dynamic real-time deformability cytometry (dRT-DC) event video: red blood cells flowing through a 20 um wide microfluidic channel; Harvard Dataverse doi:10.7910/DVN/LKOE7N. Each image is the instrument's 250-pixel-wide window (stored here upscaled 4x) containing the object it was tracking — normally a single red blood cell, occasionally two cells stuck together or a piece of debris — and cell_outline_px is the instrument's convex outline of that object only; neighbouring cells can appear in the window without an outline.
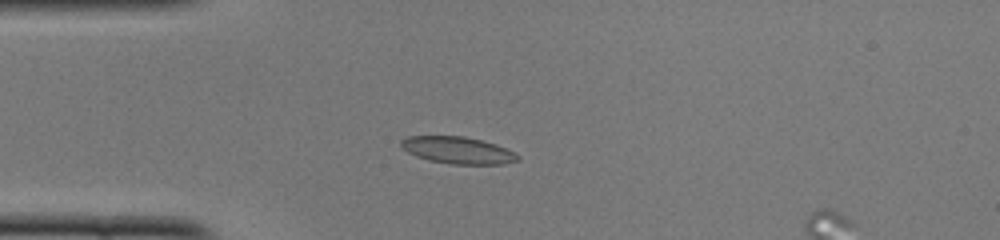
{"species": "common noctule bat (a hibernating species)", "species_latin": "Nyctalus noctula", "temperature_condition": "cold", "stored_images_in_passage": 39, "segment_of_instrument_passage": [1, 2], "camera_frame_rate_fps": 3000, "um_per_image_px": 0.085, "animal": {"sex": "female", "body_mass_g": 22.0, "forearm_length_mm": 56.7}, "frame": {"image": 1, "passage_image": 1, "time_ms": 0.0, "image_size_px": [1000, 240], "cell_outline_px": [[520, 160], [504, 164], [452, 164], [428, 160], [416, 156], [408, 152], [400, 144], [400, 140], [408, 136], [464, 136], [496, 144], [520, 156]], "centroid_in_image_um": [38.91, 12.77], "position_along_channel_um": 46.1, "area_um2": 18.21}}
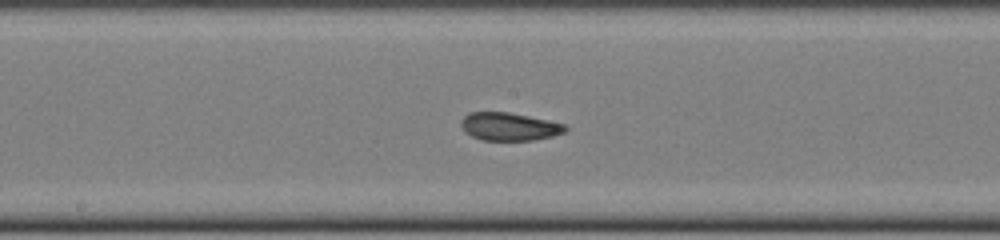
{"frame": {"image": 2, "passage_image": 14, "time_ms": 4.333, "image_size_px": [1000, 240], "cell_outline_px": [[568, 128], [564, 132], [552, 136], [532, 140], [480, 140], [464, 132], [460, 124], [460, 120], [468, 112], [508, 112], [548, 120], [564, 124]], "centroid_in_image_um": [43.24, 10.76], "position_along_channel_um": 205.0, "area_um2": 16.99}}
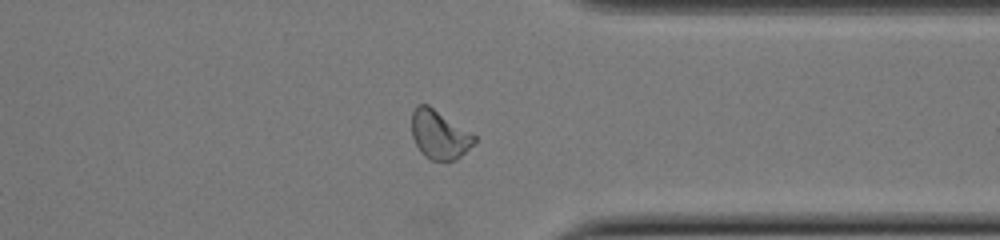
{"frame": {"image": 3, "passage_image": 27, "time_ms": 8.667, "image_size_px": [1000, 240], "cell_outline_px": [[476, 140], [456, 160], [448, 164], [444, 164], [432, 160], [424, 156], [420, 152], [412, 136], [412, 112], [416, 104], [428, 104], [476, 136]], "centroid_in_image_um": [37.32, 11.48], "position_along_channel_um": 374.1, "area_um2": 17.98}}